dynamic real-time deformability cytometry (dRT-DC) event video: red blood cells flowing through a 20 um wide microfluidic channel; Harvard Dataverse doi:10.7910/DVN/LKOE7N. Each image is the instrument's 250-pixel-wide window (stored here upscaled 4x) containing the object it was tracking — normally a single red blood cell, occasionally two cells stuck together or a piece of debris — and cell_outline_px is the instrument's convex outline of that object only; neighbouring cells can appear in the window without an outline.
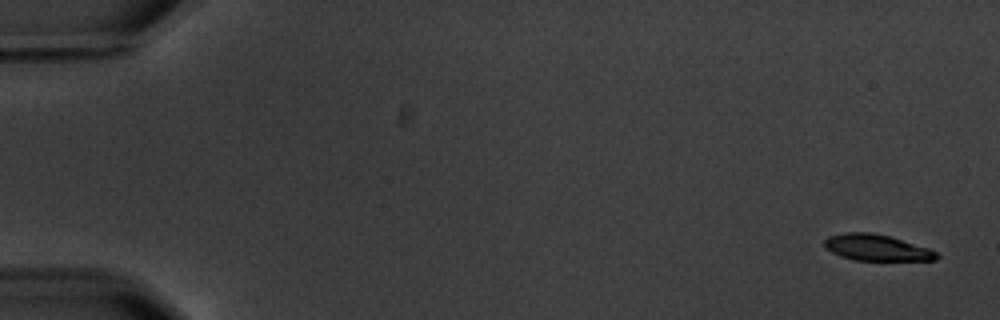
{"species": "common noctule bat (a hibernating species)", "species_latin": "Nyctalus noctula", "temperature_condition": "warm", "stored_images_in_passage": 8, "camera_frame_rate_fps": 3000, "um_per_image_px": 0.085, "animal": {"sex": "male", "body_mass_g": 20.1, "forearm_length_mm": 53.5}, "frame": {"image": 1, "passage_image": 1, "time_ms": 0.0, "image_size_px": [1000, 320], "cell_outline_px": [[940, 256], [936, 260], [856, 260], [840, 256], [824, 248], [824, 240], [828, 236], [844, 232], [872, 232], [892, 236], [928, 248], [936, 252]], "centroid_in_image_um": [74.49, 21.03], "position_along_channel_um": 10.5, "area_um2": 17.28}}
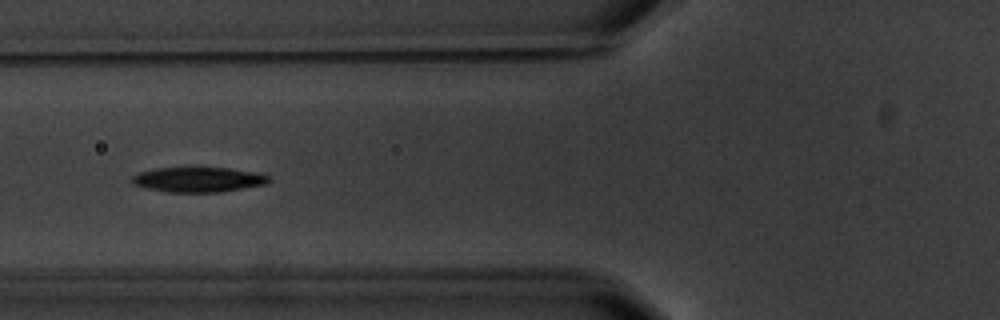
{"frame": {"image": 2, "passage_image": 7, "time_ms": 7.0, "image_size_px": [1000, 320], "cell_outline_px": [[272, 180], [264, 184], [220, 192], [168, 192], [148, 188], [136, 184], [132, 180], [132, 176], [140, 172], [156, 168], [228, 168], [256, 172], [268, 176]], "centroid_in_image_um": [16.88, 15.26], "position_along_channel_um": 108.9, "area_um2": 19.54}}
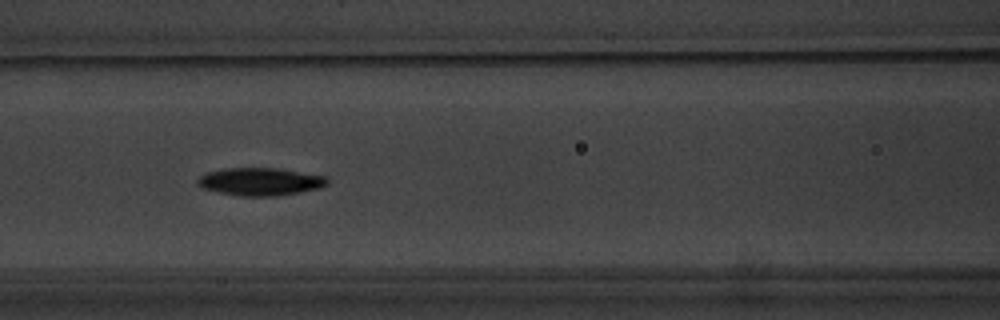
{"frame": {"image": 3, "passage_image": 8, "time_ms": 8.0, "image_size_px": [1000, 320], "cell_outline_px": [[328, 184], [320, 188], [300, 192], [276, 196], [240, 196], [216, 192], [200, 188], [196, 184], [196, 180], [200, 176], [208, 172], [224, 168], [276, 168], [328, 176]], "centroid_in_image_um": [22.1, 15.44], "position_along_channel_um": 144.5, "area_um2": 21.21}}